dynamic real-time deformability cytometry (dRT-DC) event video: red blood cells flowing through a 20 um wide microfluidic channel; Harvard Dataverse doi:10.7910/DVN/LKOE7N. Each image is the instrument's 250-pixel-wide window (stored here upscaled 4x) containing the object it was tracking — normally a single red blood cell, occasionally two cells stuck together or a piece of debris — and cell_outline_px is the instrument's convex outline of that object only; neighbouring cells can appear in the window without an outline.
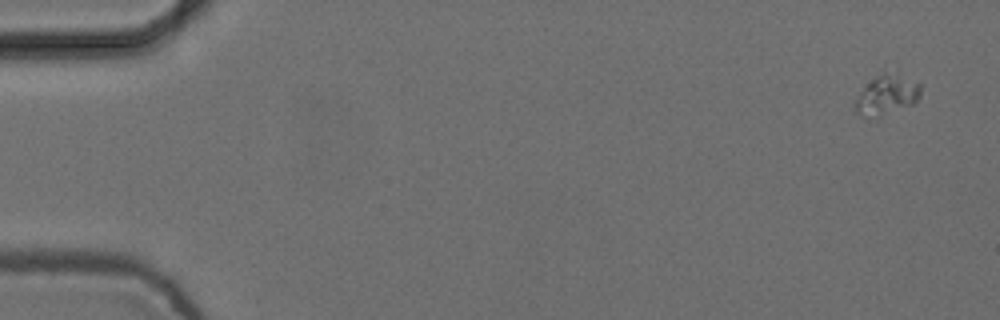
{"species": "common noctule bat (a hibernating species)", "species_latin": "Nyctalus noctula", "temperature_condition": "cold", "stored_images_in_passage": 4, "camera_frame_rate_fps": 3000, "um_per_image_px": 0.085, "animal": {"sex": "female", "body_mass_g": 24.6, "forearm_length_mm": 56.2}, "frame": {"image": 1, "passage_image": 1, "time_ms": 0.0, "image_size_px": [1000, 320], "cell_outline_px": [[920, 96], [912, 104], [876, 120], [860, 116], [856, 112], [856, 100], [860, 92], [876, 76], [884, 72], [920, 84]], "centroid_in_image_um": [75.33, 8.17], "position_along_channel_um": 9.7, "area_um2": 14.8}}